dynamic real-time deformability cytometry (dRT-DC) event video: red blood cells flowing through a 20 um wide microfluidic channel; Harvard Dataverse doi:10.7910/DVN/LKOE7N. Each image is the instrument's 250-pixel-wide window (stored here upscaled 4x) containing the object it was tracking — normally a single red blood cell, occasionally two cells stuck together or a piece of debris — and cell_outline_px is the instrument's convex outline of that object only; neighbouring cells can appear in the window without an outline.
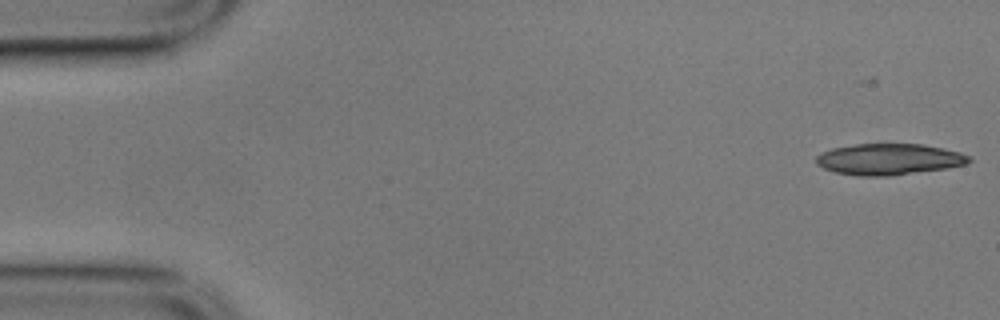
{"species": "common noctule bat (a hibernating species)", "species_latin": "Nyctalus noctula", "temperature_condition": "cold", "stored_images_in_passage": 18, "camera_frame_rate_fps": 3000, "um_per_image_px": 0.085, "animal": {"sex": "male", "body_mass_g": 17.9}, "frame": {"image": 1, "passage_image": 1, "time_ms": 0.0, "image_size_px": [1000, 320], "cell_outline_px": [[972, 160], [968, 164], [948, 168], [888, 176], [860, 176], [836, 172], [824, 168], [816, 164], [816, 156], [820, 152], [832, 148], [856, 144], [920, 144], [960, 152], [972, 156]], "centroid_in_image_um": [75.57, 13.54], "position_along_channel_um": 9.4, "area_um2": 27.86}}
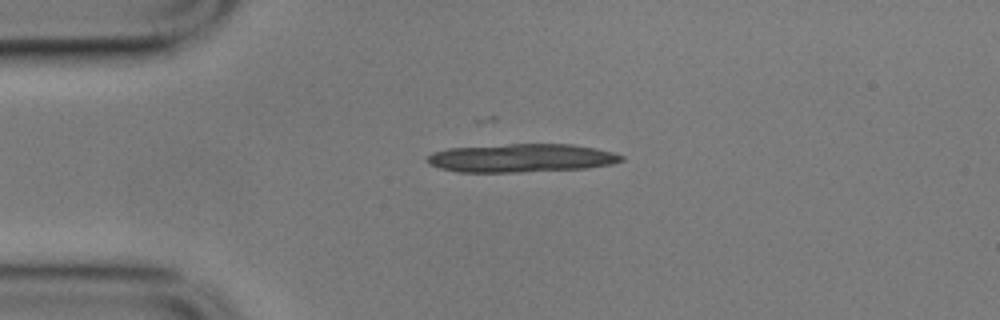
{"frame": {"image": 2, "passage_image": 12, "time_ms": 3.667, "image_size_px": [1000, 320], "cell_outline_px": [[624, 160], [612, 164], [588, 168], [516, 172], [456, 172], [440, 168], [428, 164], [424, 160], [432, 152], [448, 148], [512, 144], [572, 144], [596, 148], [612, 152], [624, 156]], "centroid_in_image_um": [44.29, 13.43], "position_along_channel_um": 40.7, "area_um2": 32.25}}